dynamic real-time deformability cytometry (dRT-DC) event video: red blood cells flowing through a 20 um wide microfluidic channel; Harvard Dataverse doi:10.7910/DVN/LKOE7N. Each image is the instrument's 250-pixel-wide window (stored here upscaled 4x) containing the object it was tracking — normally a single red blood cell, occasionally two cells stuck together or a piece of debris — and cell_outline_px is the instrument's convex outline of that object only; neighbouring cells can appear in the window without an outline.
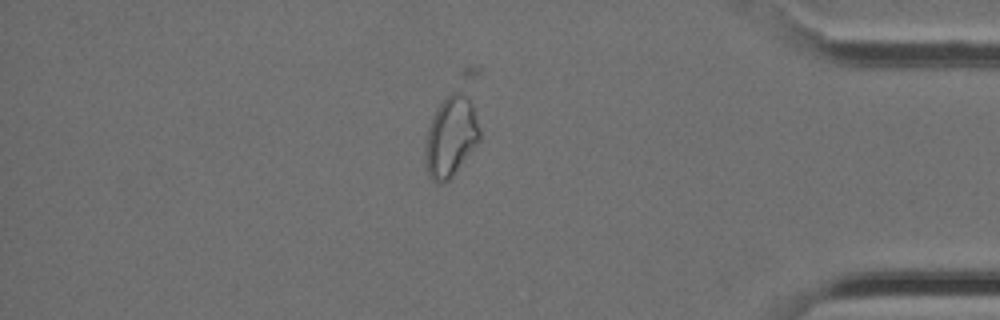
{"species": "Egyptian fruit bat (a non-hibernating species)", "species_latin": "Rousettus aegyptiacus", "temperature_condition": "cold", "stored_images_in_passage": 41, "camera_frame_rate_fps": 3000, "um_per_image_px": 0.085, "animal": {"sex": "female"}, "frame": {"image": 1, "passage_image": 34, "time_ms": 11.0, "image_size_px": [1000, 320], "cell_outline_px": [[480, 140], [452, 176], [448, 180], [440, 184], [436, 184], [432, 180], [424, 164], [424, 152], [428, 128], [432, 116], [436, 108], [452, 92], [456, 92], [464, 96], [472, 104], [480, 128]], "centroid_in_image_um": [38.29, 11.66], "position_along_channel_um": 396.9, "area_um2": 25.2}}
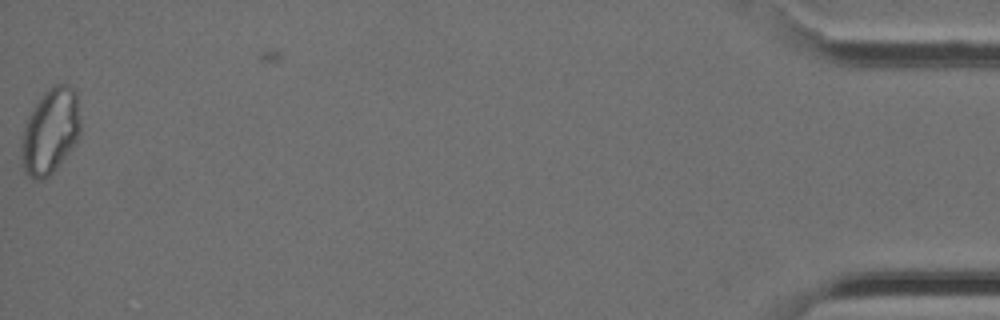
{"frame": {"image": 2, "passage_image": 40, "time_ms": 13.0, "image_size_px": [1000, 320], "cell_outline_px": [[80, 136], [68, 152], [52, 172], [44, 180], [36, 180], [28, 176], [24, 172], [20, 156], [20, 144], [24, 128], [28, 116], [36, 104], [48, 88], [52, 84], [68, 84], [76, 92], [80, 120]], "centroid_in_image_um": [4.26, 11.17], "position_along_channel_um": 430.9, "area_um2": 29.36}}